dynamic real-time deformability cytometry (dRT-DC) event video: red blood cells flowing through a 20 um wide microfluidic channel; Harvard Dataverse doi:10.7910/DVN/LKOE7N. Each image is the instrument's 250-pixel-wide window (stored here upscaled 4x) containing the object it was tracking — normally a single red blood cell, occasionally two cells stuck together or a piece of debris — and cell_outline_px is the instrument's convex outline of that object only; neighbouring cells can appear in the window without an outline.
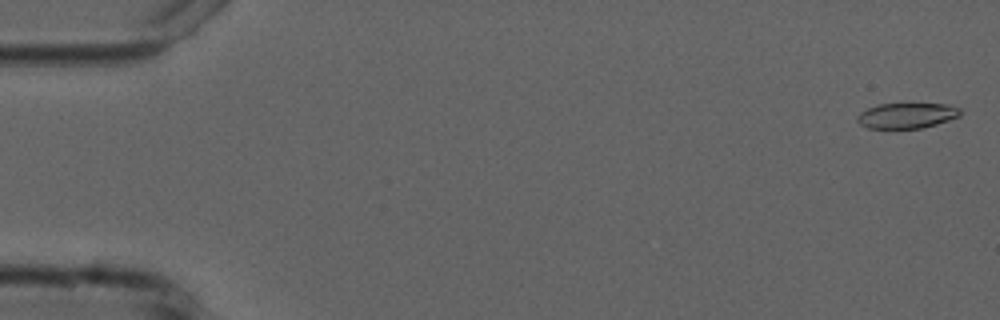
{"species": "common noctule bat (a hibernating species)", "species_latin": "Nyctalus noctula", "temperature_condition": "cold", "stored_images_in_passage": 35, "camera_frame_rate_fps": 3000, "um_per_image_px": 0.085, "animal": {"sex": "male", "forearm_length_mm": 52.5}, "frame": {"image": 1, "passage_image": 2, "time_ms": 0.333, "image_size_px": [1000, 320], "cell_outline_px": [[960, 116], [936, 124], [920, 128], [868, 128], [860, 124], [856, 120], [856, 116], [860, 112], [868, 108], [880, 104], [948, 104], [960, 108]], "centroid_in_image_um": [77.06, 9.82], "position_along_channel_um": 7.9, "area_um2": 15.14}}
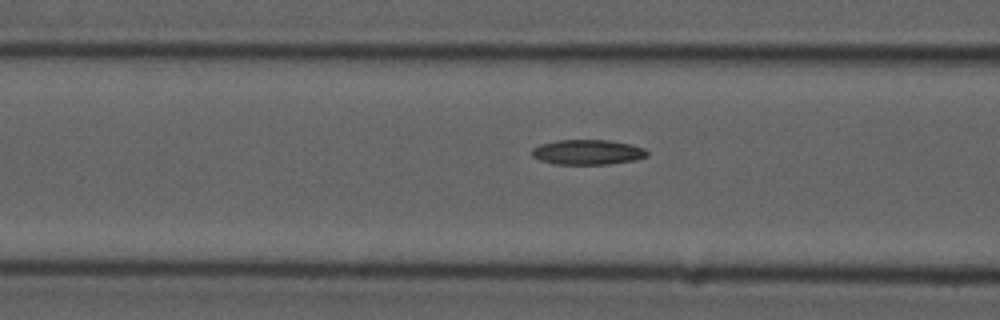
{"frame": {"image": 2, "passage_image": 22, "time_ms": 7.0, "image_size_px": [1000, 320], "cell_outline_px": [[648, 156], [636, 160], [608, 164], [556, 164], [540, 160], [532, 156], [532, 148], [540, 144], [556, 140], [608, 140], [632, 144], [644, 148], [648, 152]], "centroid_in_image_um": [49.96, 12.93], "position_along_channel_um": 116.6, "area_um2": 16.88}}
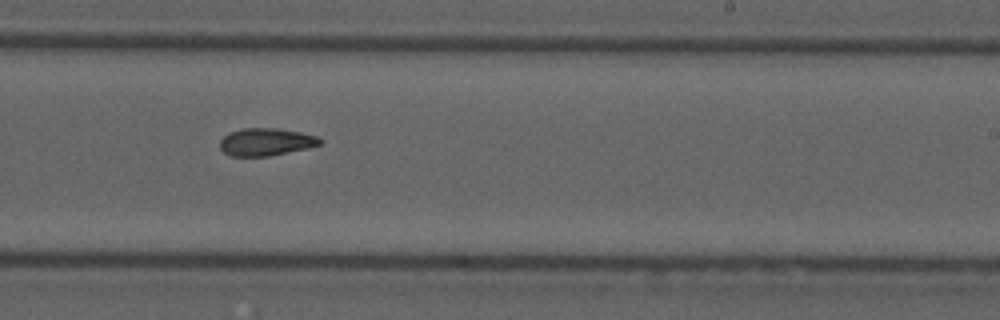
{"frame": {"image": 3, "passage_image": 34, "time_ms": 11.0, "image_size_px": [1000, 320], "cell_outline_px": [[324, 140], [320, 144], [308, 148], [268, 156], [232, 156], [224, 152], [220, 148], [220, 140], [228, 132], [244, 128], [276, 128], [300, 132], [316, 136]], "centroid_in_image_um": [22.6, 12.06], "position_along_channel_um": 266.4, "area_um2": 16.01}}